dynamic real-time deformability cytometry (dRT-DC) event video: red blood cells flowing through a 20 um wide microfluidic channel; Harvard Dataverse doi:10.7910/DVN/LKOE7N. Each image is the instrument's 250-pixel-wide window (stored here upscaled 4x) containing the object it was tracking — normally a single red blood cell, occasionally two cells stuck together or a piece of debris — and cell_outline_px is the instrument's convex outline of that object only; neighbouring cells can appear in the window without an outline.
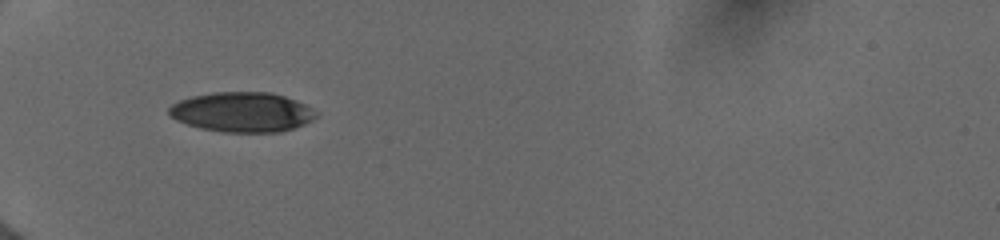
{"species": "human", "species_latin": "Homo sapiens", "temperature_condition": "cold", "stored_images_in_passage": 44, "camera_frame_rate_fps": 3000, "um_per_image_px": 0.085, "donor": {"sex": "female"}, "frame": {"image": 1, "passage_image": 1, "time_ms": 0.0, "image_size_px": [1000, 240], "cell_outline_px": [[320, 116], [304, 124], [280, 132], [224, 132], [200, 128], [176, 120], [168, 112], [168, 108], [172, 104], [180, 100], [192, 96], [212, 92], [272, 92], [296, 100], [320, 112]], "centroid_in_image_um": [20.62, 9.52], "position_along_channel_um": 64.4, "area_um2": 34.28}}
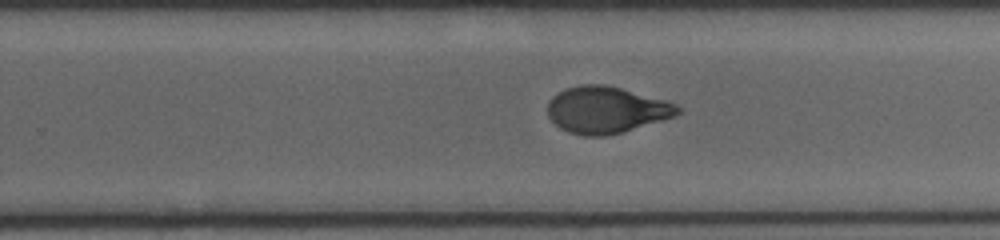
{"frame": {"image": 2, "passage_image": 26, "time_ms": 5.667, "image_size_px": [1000, 240], "cell_outline_px": [[680, 112], [672, 116], [660, 120], [620, 132], [604, 136], [584, 136], [568, 132], [560, 128], [548, 116], [548, 100], [556, 92], [564, 88], [580, 84], [604, 84], [620, 88], [664, 100], [676, 104], [680, 108]], "centroid_in_image_um": [51.45, 9.32], "position_along_channel_um": 278.4, "area_um2": 34.97}}
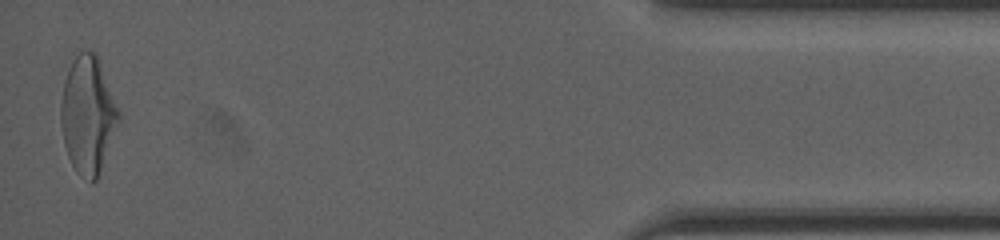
{"frame": {"image": 3, "passage_image": 44, "time_ms": 11.0, "image_size_px": [1000, 240], "cell_outline_px": [[120, 120], [96, 180], [92, 184], [80, 176], [76, 172], [68, 156], [64, 144], [60, 120], [60, 104], [64, 80], [68, 68], [72, 60], [80, 52], [96, 52], [120, 112]], "centroid_in_image_um": [7.46, 9.78], "position_along_channel_um": 427.7, "area_um2": 39.42}, "authors_computed_cell_mechanics": {"area_um2": 35.9227, "velocity_mm_per_s": 3.9974, "shape_relaxation_time_tau1_ms": 4.6461, "shape_relaxation_time_tau2_ms": 1.1165, "deformation_change_tau1": 0.1765, "deformation_change_tau2": 0.0642}}